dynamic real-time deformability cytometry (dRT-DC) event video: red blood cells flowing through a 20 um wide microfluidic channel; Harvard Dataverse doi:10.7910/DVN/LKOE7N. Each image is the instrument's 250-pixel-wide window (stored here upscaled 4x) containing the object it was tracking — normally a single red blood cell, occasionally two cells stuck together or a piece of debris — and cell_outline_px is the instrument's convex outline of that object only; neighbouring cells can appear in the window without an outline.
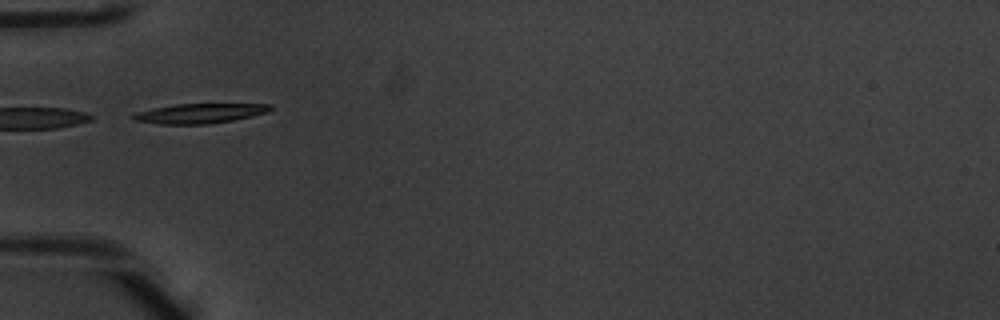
{"species": "common noctule bat (a hibernating species)", "species_latin": "Nyctalus noctula", "temperature_condition": "warm", "stored_images_in_passage": 22, "camera_frame_rate_fps": 3000, "um_per_image_px": 0.085, "animal": {"sex": "male", "body_mass_g": 20.1, "forearm_length_mm": 53.5}, "frame": {"image": 1, "passage_image": 1, "time_ms": 0.0, "image_size_px": [1000, 320], "cell_outline_px": [[272, 108], [268, 112], [252, 116], [232, 120], [208, 124], [160, 124], [132, 120], [132, 116], [136, 112], [152, 108], [176, 104], [272, 104]], "centroid_in_image_um": [16.96, 9.64], "position_along_channel_um": 68.0, "area_um2": 15.72}}